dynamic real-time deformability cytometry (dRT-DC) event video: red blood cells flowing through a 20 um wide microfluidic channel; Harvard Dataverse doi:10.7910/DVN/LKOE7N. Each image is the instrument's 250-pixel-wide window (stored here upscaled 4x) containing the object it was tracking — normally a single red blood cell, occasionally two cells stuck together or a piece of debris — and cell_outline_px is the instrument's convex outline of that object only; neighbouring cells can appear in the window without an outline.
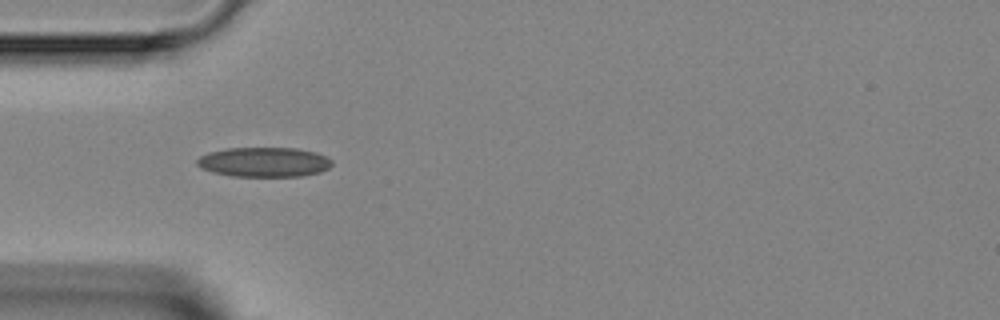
{"species": "Egyptian fruit bat (a non-hibernating species)", "species_latin": "Rousettus aegyptiacus", "temperature_condition": "room temperature", "stored_images_in_passage": 2, "camera_frame_rate_fps": 3000, "um_per_image_px": 0.085, "animal": {"sex": "female"}, "frame": {"image": 1, "passage_image": 1, "time_ms": 0.0, "image_size_px": [1000, 320], "cell_outline_px": [[332, 164], [328, 168], [320, 172], [304, 176], [232, 176], [212, 172], [200, 168], [196, 164], [196, 160], [200, 156], [208, 152], [228, 148], [296, 148], [316, 152], [332, 160]], "centroid_in_image_um": [22.42, 13.78], "position_along_channel_um": 62.6, "area_um2": 23.41}}
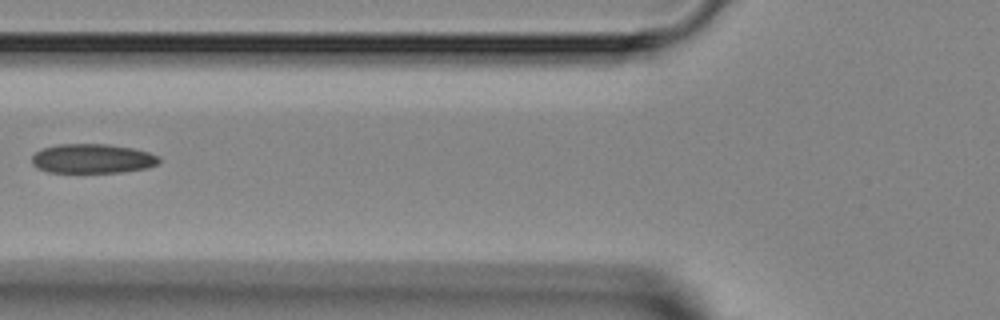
{"frame": {"image": 2, "passage_image": 2, "time_ms": 1.333, "image_size_px": [1000, 320], "cell_outline_px": [[160, 164], [148, 168], [120, 172], [48, 172], [36, 168], [32, 164], [32, 156], [36, 152], [44, 148], [60, 144], [108, 144], [132, 148], [148, 152], [160, 156]], "centroid_in_image_um": [7.89, 13.48], "position_along_channel_um": 117.9, "area_um2": 21.85}}